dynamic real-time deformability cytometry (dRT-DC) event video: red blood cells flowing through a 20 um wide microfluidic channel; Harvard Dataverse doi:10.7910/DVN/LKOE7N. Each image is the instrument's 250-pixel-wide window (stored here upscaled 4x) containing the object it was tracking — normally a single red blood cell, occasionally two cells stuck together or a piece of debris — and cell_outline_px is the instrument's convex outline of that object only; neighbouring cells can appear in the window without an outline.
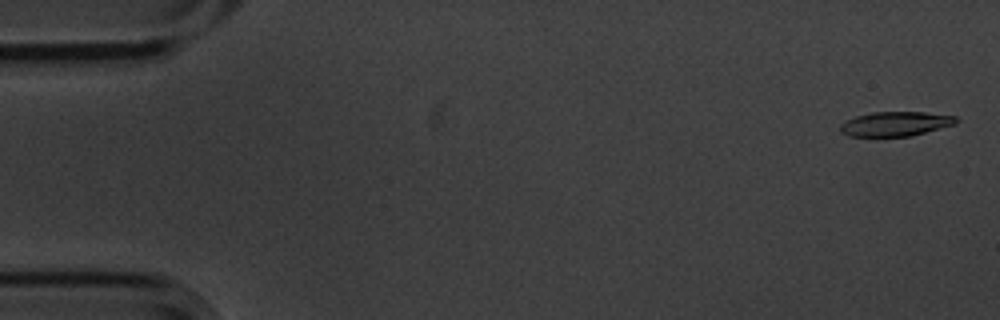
{"species": "common noctule bat (a hibernating species)", "species_latin": "Nyctalus noctula", "temperature_condition": "cold", "stored_images_in_passage": 20, "camera_frame_rate_fps": 3000, "um_per_image_px": 0.085, "animal": {"sex": "male", "body_mass_g": 20.1, "forearm_length_mm": 53.5}, "frame": {"image": 1, "passage_image": 2, "time_ms": 0.333, "image_size_px": [1000, 320], "cell_outline_px": [[960, 120], [956, 124], [908, 136], [848, 136], [840, 132], [840, 124], [856, 116], [872, 112], [924, 112], [956, 116]], "centroid_in_image_um": [76.12, 10.52], "position_along_channel_um": 8.9, "area_um2": 16.42}}
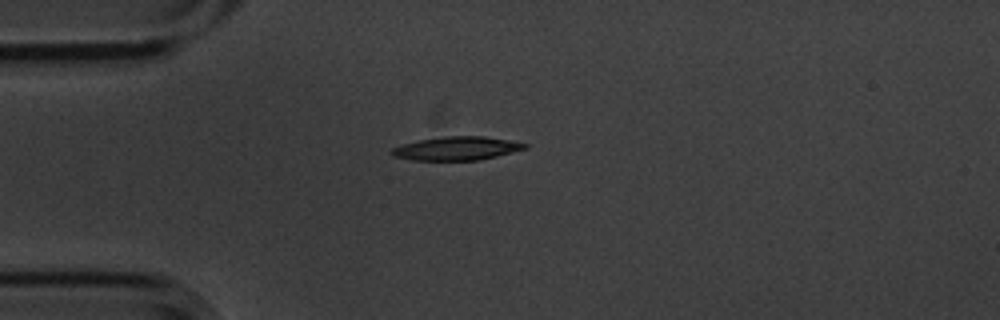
{"frame": {"image": 2, "passage_image": 15, "time_ms": 4.667, "image_size_px": [1000, 320], "cell_outline_px": [[528, 148], [480, 160], [412, 160], [392, 156], [388, 152], [392, 148], [404, 144], [420, 140], [444, 136], [484, 136], [508, 140], [528, 144]], "centroid_in_image_um": [38.8, 12.62], "position_along_channel_um": 46.2, "area_um2": 18.21}}
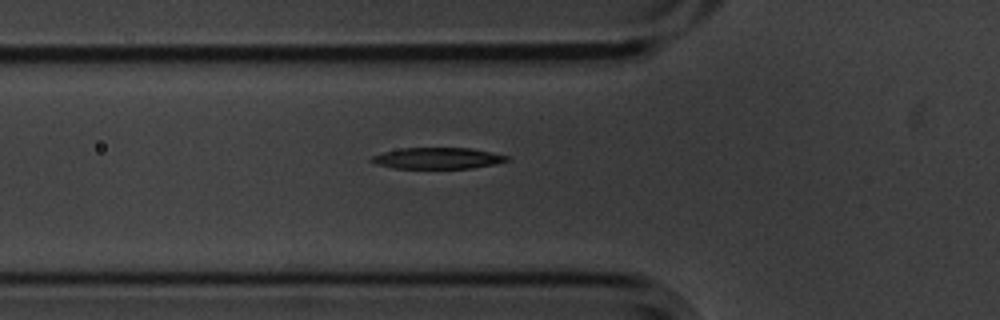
{"frame": {"image": 3, "passage_image": 20, "time_ms": 6.333, "image_size_px": [1000, 320], "cell_outline_px": [[512, 160], [496, 164], [472, 168], [392, 168], [376, 164], [368, 160], [372, 156], [384, 152], [400, 148], [468, 148], [508, 156]], "centroid_in_image_um": [37.18, 13.45], "position_along_channel_um": 88.6, "area_um2": 16.7}}